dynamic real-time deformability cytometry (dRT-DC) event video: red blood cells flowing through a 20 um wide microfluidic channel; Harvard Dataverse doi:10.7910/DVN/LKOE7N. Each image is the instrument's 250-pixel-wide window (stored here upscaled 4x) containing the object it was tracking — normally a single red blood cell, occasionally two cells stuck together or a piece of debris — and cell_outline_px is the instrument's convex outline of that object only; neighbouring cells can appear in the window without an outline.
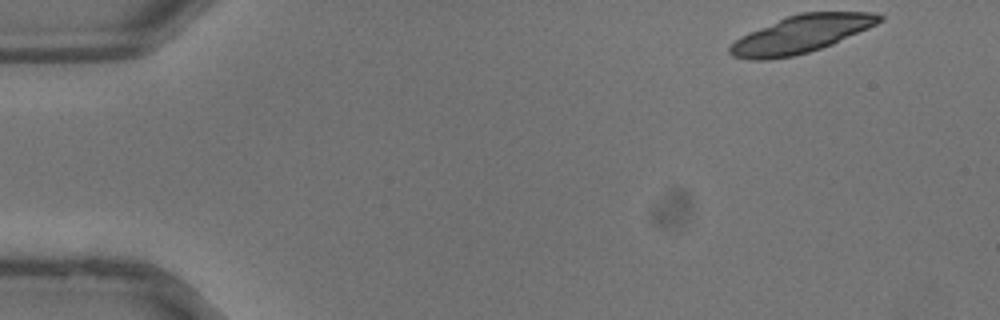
{"species": "common noctule bat (a hibernating species)", "species_latin": "Nyctalus noctula", "temperature_condition": "warm", "stored_images_in_passage": 34, "segment_of_instrument_passage": [1, 2], "camera_frame_rate_fps": 3000, "um_per_image_px": 0.085, "animal": {"sex": "male", "body_mass_g": 13.3}, "frame": {"image": 1, "passage_image": 1, "time_ms": 0.0, "image_size_px": [1000, 320], "cell_outline_px": [[884, 20], [868, 28], [832, 44], [808, 52], [792, 56], [768, 60], [748, 60], [732, 56], [728, 52], [728, 48], [740, 36], [788, 16], [800, 12], [876, 12], [884, 16]], "centroid_in_image_um": [68.1, 2.91], "position_along_channel_um": 16.9, "area_um2": 32.43}}
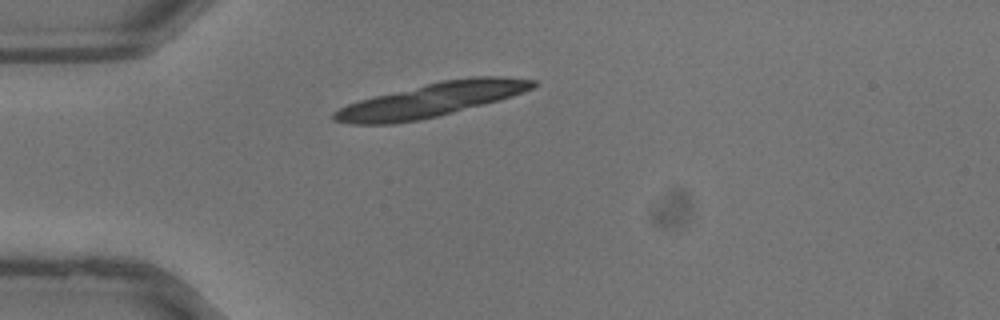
{"frame": {"image": 2, "passage_image": 8, "time_ms": 2.333, "image_size_px": [1000, 320], "cell_outline_px": [[540, 84], [524, 92], [500, 100], [420, 120], [392, 124], [352, 124], [332, 120], [332, 112], [348, 104], [360, 100], [376, 96], [444, 80], [472, 76], [504, 76], [536, 80]], "centroid_in_image_um": [36.71, 8.49], "position_along_channel_um": 48.3, "area_um2": 38.9}}